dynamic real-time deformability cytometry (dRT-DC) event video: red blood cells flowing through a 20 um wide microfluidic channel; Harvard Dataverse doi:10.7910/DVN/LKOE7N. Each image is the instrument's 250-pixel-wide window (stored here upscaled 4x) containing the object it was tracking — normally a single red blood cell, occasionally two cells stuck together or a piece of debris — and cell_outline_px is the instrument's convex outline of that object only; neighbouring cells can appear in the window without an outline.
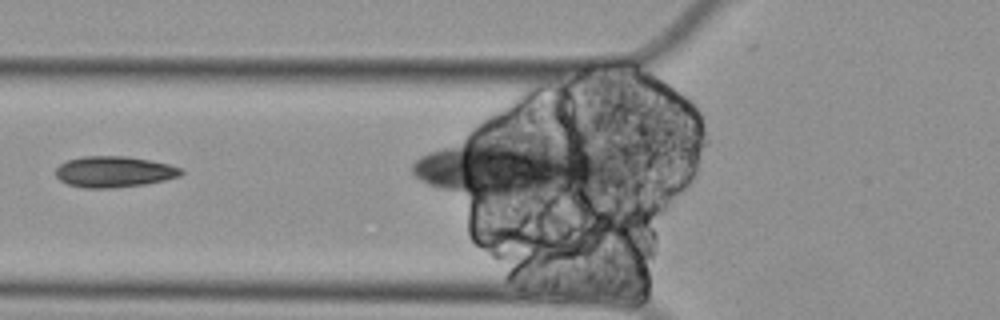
{"species": "Egyptian fruit bat (a non-hibernating species)", "species_latin": "Rousettus aegyptiacus", "temperature_condition": "cold", "stored_images_in_passage": 6, "camera_frame_rate_fps": 3000, "um_per_image_px": 0.085, "animal": {"sex": "female"}, "frame": {"image": 1, "passage_image": 3, "time_ms": 0.667, "image_size_px": [1000, 320], "cell_outline_px": [[184, 172], [180, 176], [148, 184], [112, 188], [84, 188], [68, 184], [60, 180], [56, 176], [56, 168], [60, 164], [68, 160], [84, 156], [128, 156], [168, 164], [180, 168]], "centroid_in_image_um": [9.69, 14.6], "position_along_channel_um": 116.1, "area_um2": 22.66}}